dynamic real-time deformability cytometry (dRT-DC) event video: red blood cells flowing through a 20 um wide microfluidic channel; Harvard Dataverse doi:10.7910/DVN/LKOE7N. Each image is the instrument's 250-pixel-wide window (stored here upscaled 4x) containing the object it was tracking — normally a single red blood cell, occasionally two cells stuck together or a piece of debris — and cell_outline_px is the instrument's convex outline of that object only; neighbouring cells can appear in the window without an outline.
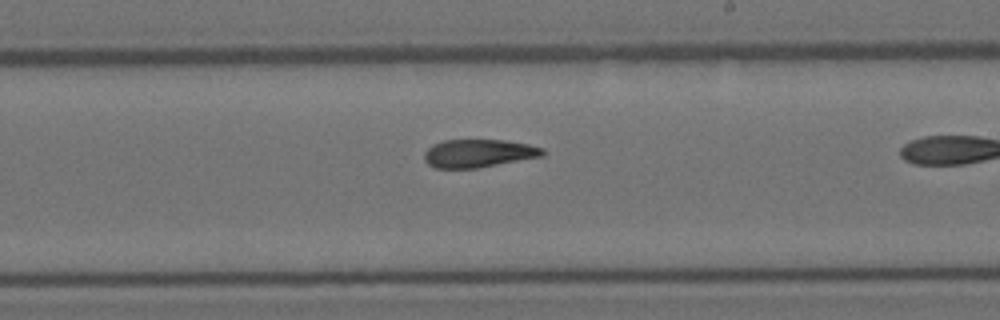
{"species": "Egyptian fruit bat (a non-hibernating species)", "species_latin": "Rousettus aegyptiacus", "temperature_condition": "room temperature", "stored_images_in_passage": 24, "camera_frame_rate_fps": 3000, "um_per_image_px": 0.085, "animal": {"sex": "female"}, "frame": {"image": 1, "passage_image": 21, "time_ms": 6.667, "image_size_px": [1000, 320], "cell_outline_px": [[544, 156], [476, 168], [436, 168], [428, 164], [424, 160], [424, 152], [432, 144], [444, 140], [504, 140], [528, 144], [544, 148]], "centroid_in_image_um": [40.66, 13.03], "position_along_channel_um": 248.3, "area_um2": 19.36}}